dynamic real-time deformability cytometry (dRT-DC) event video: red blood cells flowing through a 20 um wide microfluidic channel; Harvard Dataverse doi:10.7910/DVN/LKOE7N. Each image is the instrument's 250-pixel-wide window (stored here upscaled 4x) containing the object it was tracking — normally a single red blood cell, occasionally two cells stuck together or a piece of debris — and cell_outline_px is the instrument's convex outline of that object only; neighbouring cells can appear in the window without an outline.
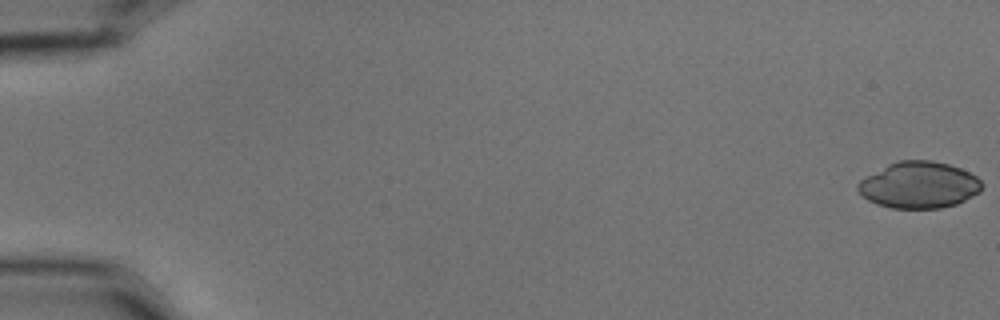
{"species": "common noctule bat (a hibernating species)", "species_latin": "Nyctalus noctula", "temperature_condition": "cold", "stored_images_in_passage": 57, "camera_frame_rate_fps": 3000, "um_per_image_px": 0.085, "animal": {"sex": "male", "body_mass_g": 15.6}, "frame": {"image": 1, "passage_image": 1, "time_ms": 0.0, "image_size_px": [1000, 320], "cell_outline_px": [[984, 184], [980, 192], [956, 204], [940, 208], [892, 208], [876, 204], [868, 200], [856, 188], [856, 184], [860, 180], [888, 164], [900, 160], [932, 160], [948, 164], [960, 168], [976, 176]], "centroid_in_image_um": [78.12, 15.72], "position_along_channel_um": 6.9, "area_um2": 33.52}}